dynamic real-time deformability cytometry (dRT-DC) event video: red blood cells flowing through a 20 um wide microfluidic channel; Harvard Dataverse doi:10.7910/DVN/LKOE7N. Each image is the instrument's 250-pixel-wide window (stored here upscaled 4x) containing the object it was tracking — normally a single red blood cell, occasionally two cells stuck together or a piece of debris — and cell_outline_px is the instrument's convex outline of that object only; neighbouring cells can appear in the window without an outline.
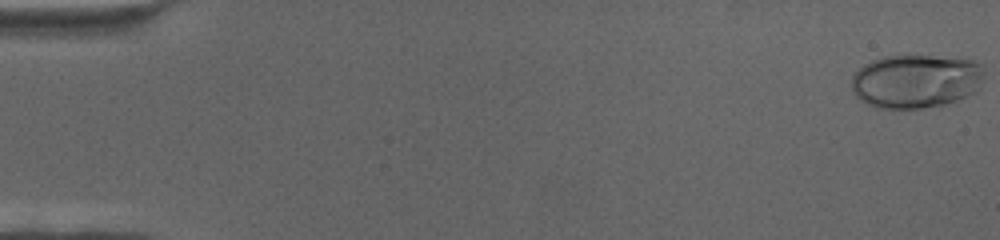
{"species": "human", "species_latin": "Homo sapiens", "temperature_condition": "cold", "stored_images_in_passage": 19, "camera_frame_rate_fps": 3000, "um_per_image_px": 0.085, "donor": {"sex": "female"}, "frame": {"image": 1, "passage_image": 1, "time_ms": 0.0, "image_size_px": [1000, 240], "cell_outline_px": [[984, 76], [980, 88], [976, 92], [968, 96], [944, 104], [920, 108], [876, 108], [860, 100], [852, 92], [852, 76], [864, 64], [872, 60], [884, 56], [928, 56], [976, 60], [984, 64]], "centroid_in_image_um": [77.89, 6.89], "position_along_channel_um": 7.1, "area_um2": 41.85}}